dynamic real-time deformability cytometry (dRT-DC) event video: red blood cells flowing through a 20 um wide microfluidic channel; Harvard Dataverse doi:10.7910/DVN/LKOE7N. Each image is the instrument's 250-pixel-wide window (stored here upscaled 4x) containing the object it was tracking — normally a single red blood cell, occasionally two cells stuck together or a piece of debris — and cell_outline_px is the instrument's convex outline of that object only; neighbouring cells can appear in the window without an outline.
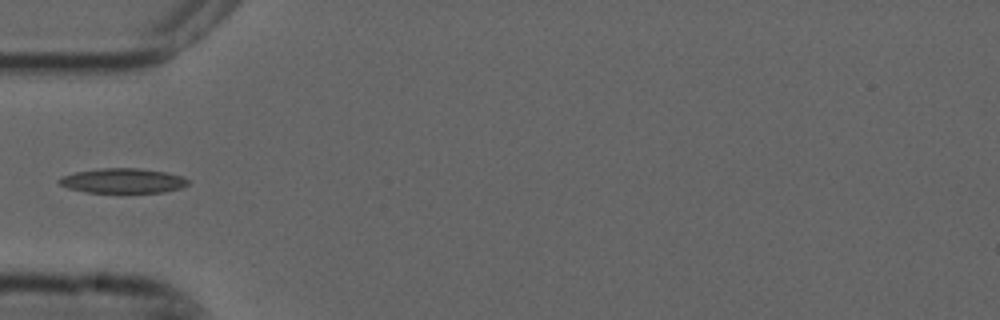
{"species": "common noctule bat (a hibernating species)", "species_latin": "Nyctalus noctula", "temperature_condition": "cold", "stored_images_in_passage": 5, "camera_frame_rate_fps": 3000, "um_per_image_px": 0.085, "animal": {"sex": "male", "forearm_length_mm": 52.5}, "frame": {"image": 1, "passage_image": 5, "time_ms": 1.333, "image_size_px": [1000, 320], "cell_outline_px": [[192, 180], [188, 184], [180, 188], [164, 192], [88, 192], [68, 188], [60, 184], [56, 180], [60, 176], [76, 172], [100, 168], [140, 168], [168, 172], [184, 176]], "centroid_in_image_um": [10.48, 15.35], "position_along_channel_um": 74.5, "area_um2": 18.79}}